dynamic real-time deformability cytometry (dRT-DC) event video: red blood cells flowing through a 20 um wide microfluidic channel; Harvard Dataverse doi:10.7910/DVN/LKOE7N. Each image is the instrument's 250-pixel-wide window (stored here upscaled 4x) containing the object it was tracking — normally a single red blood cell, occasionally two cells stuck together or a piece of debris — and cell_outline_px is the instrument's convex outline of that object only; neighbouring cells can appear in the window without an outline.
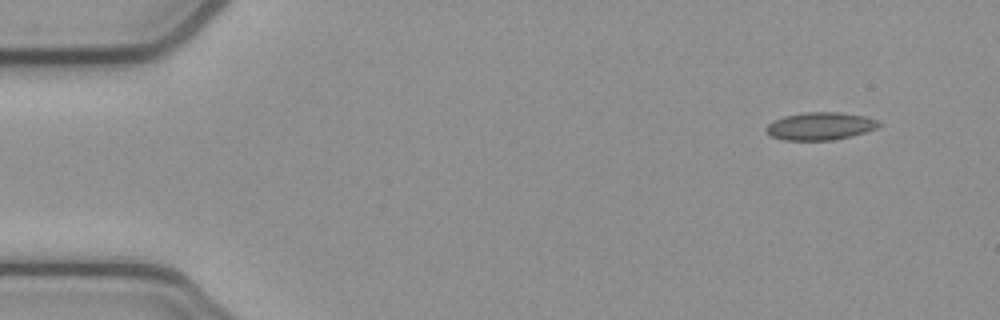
{"species": "common noctule bat (a hibernating species)", "species_latin": "Nyctalus noctula", "temperature_condition": "cold", "stored_images_in_passage": 47, "camera_frame_rate_fps": 3000, "um_per_image_px": 0.085, "animal": {"sex": "female", "body_mass_g": 21.9}, "frame": {"image": 1, "passage_image": 1, "time_ms": 0.0, "image_size_px": [1000, 320], "cell_outline_px": [[884, 124], [876, 128], [852, 136], [832, 140], [784, 140], [772, 136], [764, 128], [772, 120], [784, 116], [804, 112], [840, 112], [864, 116], [880, 120]], "centroid_in_image_um": [69.74, 10.71], "position_along_channel_um": 15.3, "area_um2": 18.32}}
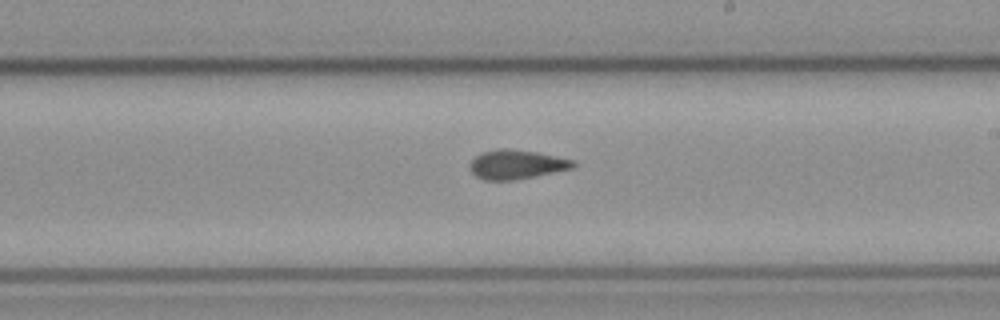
{"frame": {"image": 2, "passage_image": 27, "time_ms": 8.667, "image_size_px": [1000, 320], "cell_outline_px": [[576, 164], [572, 168], [512, 180], [484, 180], [476, 176], [472, 172], [468, 164], [476, 156], [484, 152], [500, 148], [508, 148], [536, 152], [576, 160]], "centroid_in_image_um": [43.89, 13.97], "position_along_channel_um": 245.1, "area_um2": 17.34}}
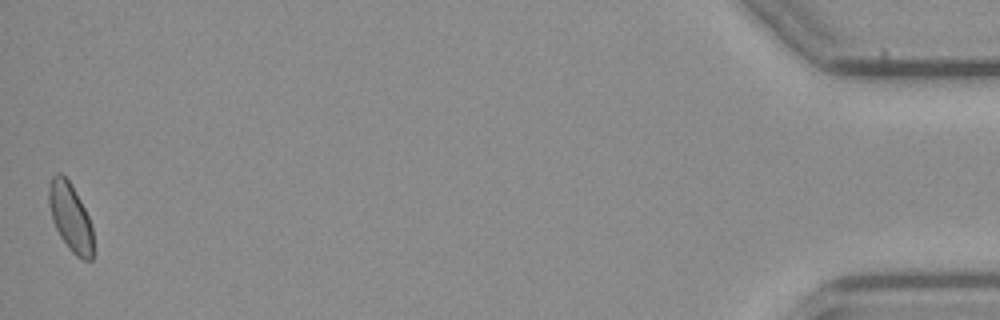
{"frame": {"image": 3, "passage_image": 47, "time_ms": 15.333, "image_size_px": [1000, 320], "cell_outline_px": [[92, 260], [84, 260], [76, 256], [72, 252], [60, 236], [52, 220], [48, 204], [48, 184], [52, 176], [56, 172], [60, 172], [72, 184], [88, 216], [92, 228]], "centroid_in_image_um": [5.95, 18.42], "position_along_channel_um": 429.2, "area_um2": 17.57}, "authors_computed_cell_mechanics": {"area_um2": 17.5712, "velocity_mm_per_s": 3.8635, "shape_relaxation_time_tau1_ms": null, "shape_relaxation_time_tau2_ms": 5.684, "deformation_change_tau1": null, "deformation_change_tau2": 0.1194}}